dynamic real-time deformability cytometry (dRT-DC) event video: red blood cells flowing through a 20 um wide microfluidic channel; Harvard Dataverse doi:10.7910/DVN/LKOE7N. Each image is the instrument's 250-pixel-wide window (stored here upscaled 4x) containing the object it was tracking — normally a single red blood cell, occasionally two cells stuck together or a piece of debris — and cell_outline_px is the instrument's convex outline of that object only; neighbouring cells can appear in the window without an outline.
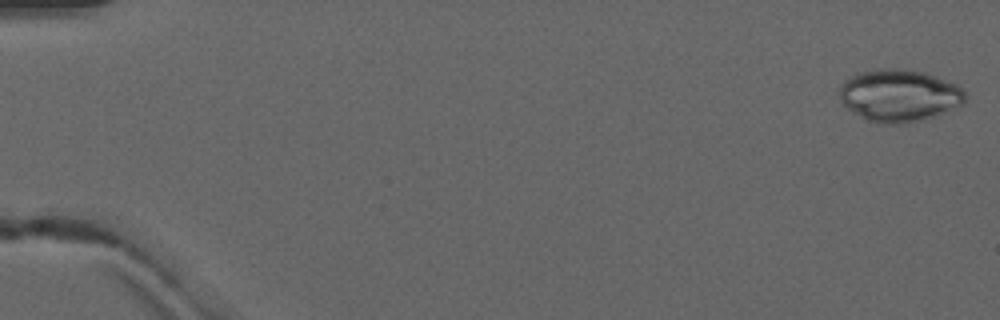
{"species": "common noctule bat (a hibernating species)", "species_latin": "Nyctalus noctula", "temperature_condition": "warm", "stored_images_in_passage": 4, "camera_frame_rate_fps": 3000, "um_per_image_px": 0.085, "animal": {"sex": "male", "forearm_length_mm": 52.5}, "frame": {"image": 1, "passage_image": 1, "time_ms": 0.0, "image_size_px": [1000, 320], "cell_outline_px": [[968, 96], [964, 104], [936, 116], [924, 120], [904, 124], [884, 124], [868, 120], [860, 116], [848, 108], [844, 104], [840, 96], [840, 84], [844, 80], [852, 76], [864, 72], [888, 68], [904, 68], [924, 72], [956, 84]], "centroid_in_image_um": [76.48, 8.13], "position_along_channel_um": 8.5, "area_um2": 38.26}}